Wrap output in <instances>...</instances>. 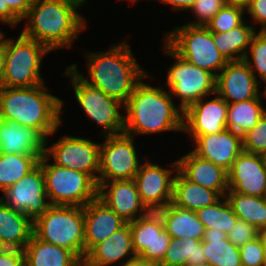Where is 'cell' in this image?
Segmentation results:
<instances>
[{
	"mask_svg": "<svg viewBox=\"0 0 266 266\" xmlns=\"http://www.w3.org/2000/svg\"><path fill=\"white\" fill-rule=\"evenodd\" d=\"M76 0H34L22 34L45 45L50 51L72 47L74 39L86 28Z\"/></svg>",
	"mask_w": 266,
	"mask_h": 266,
	"instance_id": "cell-1",
	"label": "cell"
},
{
	"mask_svg": "<svg viewBox=\"0 0 266 266\" xmlns=\"http://www.w3.org/2000/svg\"><path fill=\"white\" fill-rule=\"evenodd\" d=\"M44 84L0 88V119L37 130L47 141L62 124L63 101L48 93Z\"/></svg>",
	"mask_w": 266,
	"mask_h": 266,
	"instance_id": "cell-2",
	"label": "cell"
},
{
	"mask_svg": "<svg viewBox=\"0 0 266 266\" xmlns=\"http://www.w3.org/2000/svg\"><path fill=\"white\" fill-rule=\"evenodd\" d=\"M86 56L88 78H84L85 76L77 71V64L70 66L89 85L102 90L124 105L136 85L148 75L133 58L130 45L125 42L116 44L106 52H90Z\"/></svg>",
	"mask_w": 266,
	"mask_h": 266,
	"instance_id": "cell-3",
	"label": "cell"
},
{
	"mask_svg": "<svg viewBox=\"0 0 266 266\" xmlns=\"http://www.w3.org/2000/svg\"><path fill=\"white\" fill-rule=\"evenodd\" d=\"M173 103L168 91L141 80L124 105V133L134 137L163 131L183 132L184 111Z\"/></svg>",
	"mask_w": 266,
	"mask_h": 266,
	"instance_id": "cell-4",
	"label": "cell"
},
{
	"mask_svg": "<svg viewBox=\"0 0 266 266\" xmlns=\"http://www.w3.org/2000/svg\"><path fill=\"white\" fill-rule=\"evenodd\" d=\"M33 234L40 240L85 257L84 207L51 205L33 221Z\"/></svg>",
	"mask_w": 266,
	"mask_h": 266,
	"instance_id": "cell-5",
	"label": "cell"
},
{
	"mask_svg": "<svg viewBox=\"0 0 266 266\" xmlns=\"http://www.w3.org/2000/svg\"><path fill=\"white\" fill-rule=\"evenodd\" d=\"M51 52L45 45L20 33L17 39L4 38V75L1 87L22 88L44 84L40 66Z\"/></svg>",
	"mask_w": 266,
	"mask_h": 266,
	"instance_id": "cell-6",
	"label": "cell"
},
{
	"mask_svg": "<svg viewBox=\"0 0 266 266\" xmlns=\"http://www.w3.org/2000/svg\"><path fill=\"white\" fill-rule=\"evenodd\" d=\"M45 154L39 164L45 177L46 194L51 205L82 206L98 197L97 182L89 175L71 168L48 164Z\"/></svg>",
	"mask_w": 266,
	"mask_h": 266,
	"instance_id": "cell-7",
	"label": "cell"
},
{
	"mask_svg": "<svg viewBox=\"0 0 266 266\" xmlns=\"http://www.w3.org/2000/svg\"><path fill=\"white\" fill-rule=\"evenodd\" d=\"M164 41L179 56L215 77L228 63L214 44L212 32L206 26L184 24L166 33Z\"/></svg>",
	"mask_w": 266,
	"mask_h": 266,
	"instance_id": "cell-8",
	"label": "cell"
},
{
	"mask_svg": "<svg viewBox=\"0 0 266 266\" xmlns=\"http://www.w3.org/2000/svg\"><path fill=\"white\" fill-rule=\"evenodd\" d=\"M164 49L175 63L167 71L170 95L181 100L179 108L185 111L190 105L208 95H215L216 77L179 56L165 41Z\"/></svg>",
	"mask_w": 266,
	"mask_h": 266,
	"instance_id": "cell-9",
	"label": "cell"
},
{
	"mask_svg": "<svg viewBox=\"0 0 266 266\" xmlns=\"http://www.w3.org/2000/svg\"><path fill=\"white\" fill-rule=\"evenodd\" d=\"M64 74L72 78L75 97L86 115L103 127V136L124 133V117L119 110L123 103L89 85L70 65Z\"/></svg>",
	"mask_w": 266,
	"mask_h": 266,
	"instance_id": "cell-10",
	"label": "cell"
},
{
	"mask_svg": "<svg viewBox=\"0 0 266 266\" xmlns=\"http://www.w3.org/2000/svg\"><path fill=\"white\" fill-rule=\"evenodd\" d=\"M100 146L98 182L133 180L140 163L134 146V137L125 133L104 136Z\"/></svg>",
	"mask_w": 266,
	"mask_h": 266,
	"instance_id": "cell-11",
	"label": "cell"
},
{
	"mask_svg": "<svg viewBox=\"0 0 266 266\" xmlns=\"http://www.w3.org/2000/svg\"><path fill=\"white\" fill-rule=\"evenodd\" d=\"M46 141L45 154L54 158L56 165L89 174L98 182L100 170V146L85 138L65 135L50 147Z\"/></svg>",
	"mask_w": 266,
	"mask_h": 266,
	"instance_id": "cell-12",
	"label": "cell"
},
{
	"mask_svg": "<svg viewBox=\"0 0 266 266\" xmlns=\"http://www.w3.org/2000/svg\"><path fill=\"white\" fill-rule=\"evenodd\" d=\"M3 193L0 200L6 206L25 214L33 221L51 206L50 201L45 200L48 196L40 164Z\"/></svg>",
	"mask_w": 266,
	"mask_h": 266,
	"instance_id": "cell-13",
	"label": "cell"
},
{
	"mask_svg": "<svg viewBox=\"0 0 266 266\" xmlns=\"http://www.w3.org/2000/svg\"><path fill=\"white\" fill-rule=\"evenodd\" d=\"M132 233V247L136 257L159 264L172 240L164 229L163 220L157 211L129 223Z\"/></svg>",
	"mask_w": 266,
	"mask_h": 266,
	"instance_id": "cell-14",
	"label": "cell"
},
{
	"mask_svg": "<svg viewBox=\"0 0 266 266\" xmlns=\"http://www.w3.org/2000/svg\"><path fill=\"white\" fill-rule=\"evenodd\" d=\"M170 165L175 169L162 168L147 160L133 179L141 201L149 211H157L172 202L175 175H171L178 171V160Z\"/></svg>",
	"mask_w": 266,
	"mask_h": 266,
	"instance_id": "cell-15",
	"label": "cell"
},
{
	"mask_svg": "<svg viewBox=\"0 0 266 266\" xmlns=\"http://www.w3.org/2000/svg\"><path fill=\"white\" fill-rule=\"evenodd\" d=\"M215 95L209 101L205 97L200 99L184 111L183 132L189 133L193 141L198 136L217 134L227 128L228 103Z\"/></svg>",
	"mask_w": 266,
	"mask_h": 266,
	"instance_id": "cell-16",
	"label": "cell"
},
{
	"mask_svg": "<svg viewBox=\"0 0 266 266\" xmlns=\"http://www.w3.org/2000/svg\"><path fill=\"white\" fill-rule=\"evenodd\" d=\"M259 80L245 60L228 62L216 76L215 93L228 104L257 98Z\"/></svg>",
	"mask_w": 266,
	"mask_h": 266,
	"instance_id": "cell-17",
	"label": "cell"
},
{
	"mask_svg": "<svg viewBox=\"0 0 266 266\" xmlns=\"http://www.w3.org/2000/svg\"><path fill=\"white\" fill-rule=\"evenodd\" d=\"M228 174V191L266 197V166L262 155L242 151Z\"/></svg>",
	"mask_w": 266,
	"mask_h": 266,
	"instance_id": "cell-18",
	"label": "cell"
},
{
	"mask_svg": "<svg viewBox=\"0 0 266 266\" xmlns=\"http://www.w3.org/2000/svg\"><path fill=\"white\" fill-rule=\"evenodd\" d=\"M97 185L98 198L125 222L130 223L149 212L141 201L134 180L97 182Z\"/></svg>",
	"mask_w": 266,
	"mask_h": 266,
	"instance_id": "cell-19",
	"label": "cell"
},
{
	"mask_svg": "<svg viewBox=\"0 0 266 266\" xmlns=\"http://www.w3.org/2000/svg\"><path fill=\"white\" fill-rule=\"evenodd\" d=\"M192 151L199 157L213 162L225 171H229L233 162L243 151L242 135L229 129L217 134L198 136Z\"/></svg>",
	"mask_w": 266,
	"mask_h": 266,
	"instance_id": "cell-20",
	"label": "cell"
},
{
	"mask_svg": "<svg viewBox=\"0 0 266 266\" xmlns=\"http://www.w3.org/2000/svg\"><path fill=\"white\" fill-rule=\"evenodd\" d=\"M84 221L85 255L127 223L98 197L84 207Z\"/></svg>",
	"mask_w": 266,
	"mask_h": 266,
	"instance_id": "cell-21",
	"label": "cell"
},
{
	"mask_svg": "<svg viewBox=\"0 0 266 266\" xmlns=\"http://www.w3.org/2000/svg\"><path fill=\"white\" fill-rule=\"evenodd\" d=\"M178 170L191 182L216 191L225 197L228 191L227 171L190 151L178 159Z\"/></svg>",
	"mask_w": 266,
	"mask_h": 266,
	"instance_id": "cell-22",
	"label": "cell"
},
{
	"mask_svg": "<svg viewBox=\"0 0 266 266\" xmlns=\"http://www.w3.org/2000/svg\"><path fill=\"white\" fill-rule=\"evenodd\" d=\"M46 139L35 129L0 119V153L45 155Z\"/></svg>",
	"mask_w": 266,
	"mask_h": 266,
	"instance_id": "cell-23",
	"label": "cell"
},
{
	"mask_svg": "<svg viewBox=\"0 0 266 266\" xmlns=\"http://www.w3.org/2000/svg\"><path fill=\"white\" fill-rule=\"evenodd\" d=\"M136 258L132 247L130 224L126 223L105 241L94 245L85 255L82 266H108L123 258Z\"/></svg>",
	"mask_w": 266,
	"mask_h": 266,
	"instance_id": "cell-24",
	"label": "cell"
},
{
	"mask_svg": "<svg viewBox=\"0 0 266 266\" xmlns=\"http://www.w3.org/2000/svg\"><path fill=\"white\" fill-rule=\"evenodd\" d=\"M33 220L0 200V240L8 249L24 250L33 236Z\"/></svg>",
	"mask_w": 266,
	"mask_h": 266,
	"instance_id": "cell-25",
	"label": "cell"
},
{
	"mask_svg": "<svg viewBox=\"0 0 266 266\" xmlns=\"http://www.w3.org/2000/svg\"><path fill=\"white\" fill-rule=\"evenodd\" d=\"M157 212L163 220L164 229L172 240L185 237L203 240L206 228L198 219L195 211L185 210L170 203Z\"/></svg>",
	"mask_w": 266,
	"mask_h": 266,
	"instance_id": "cell-26",
	"label": "cell"
},
{
	"mask_svg": "<svg viewBox=\"0 0 266 266\" xmlns=\"http://www.w3.org/2000/svg\"><path fill=\"white\" fill-rule=\"evenodd\" d=\"M25 266H82L69 249L46 243L34 234L24 249Z\"/></svg>",
	"mask_w": 266,
	"mask_h": 266,
	"instance_id": "cell-27",
	"label": "cell"
},
{
	"mask_svg": "<svg viewBox=\"0 0 266 266\" xmlns=\"http://www.w3.org/2000/svg\"><path fill=\"white\" fill-rule=\"evenodd\" d=\"M222 198L216 191L207 189L188 180L179 170L173 183L172 204L191 211L213 205Z\"/></svg>",
	"mask_w": 266,
	"mask_h": 266,
	"instance_id": "cell-28",
	"label": "cell"
},
{
	"mask_svg": "<svg viewBox=\"0 0 266 266\" xmlns=\"http://www.w3.org/2000/svg\"><path fill=\"white\" fill-rule=\"evenodd\" d=\"M218 229H206L202 247L209 266H242L240 250Z\"/></svg>",
	"mask_w": 266,
	"mask_h": 266,
	"instance_id": "cell-29",
	"label": "cell"
},
{
	"mask_svg": "<svg viewBox=\"0 0 266 266\" xmlns=\"http://www.w3.org/2000/svg\"><path fill=\"white\" fill-rule=\"evenodd\" d=\"M255 33L256 29L253 25L243 22L227 32H212V37L219 52L228 62H231L244 60Z\"/></svg>",
	"mask_w": 266,
	"mask_h": 266,
	"instance_id": "cell-30",
	"label": "cell"
},
{
	"mask_svg": "<svg viewBox=\"0 0 266 266\" xmlns=\"http://www.w3.org/2000/svg\"><path fill=\"white\" fill-rule=\"evenodd\" d=\"M265 112L261 94L254 99L228 104L227 129L243 135L258 123Z\"/></svg>",
	"mask_w": 266,
	"mask_h": 266,
	"instance_id": "cell-31",
	"label": "cell"
},
{
	"mask_svg": "<svg viewBox=\"0 0 266 266\" xmlns=\"http://www.w3.org/2000/svg\"><path fill=\"white\" fill-rule=\"evenodd\" d=\"M227 192L226 197L239 220L253 225L258 230L266 229V197Z\"/></svg>",
	"mask_w": 266,
	"mask_h": 266,
	"instance_id": "cell-32",
	"label": "cell"
},
{
	"mask_svg": "<svg viewBox=\"0 0 266 266\" xmlns=\"http://www.w3.org/2000/svg\"><path fill=\"white\" fill-rule=\"evenodd\" d=\"M43 156L0 153V190L4 192L28 174Z\"/></svg>",
	"mask_w": 266,
	"mask_h": 266,
	"instance_id": "cell-33",
	"label": "cell"
},
{
	"mask_svg": "<svg viewBox=\"0 0 266 266\" xmlns=\"http://www.w3.org/2000/svg\"><path fill=\"white\" fill-rule=\"evenodd\" d=\"M222 198L213 205L197 210L196 214L206 229H218L228 234L238 218L227 197Z\"/></svg>",
	"mask_w": 266,
	"mask_h": 266,
	"instance_id": "cell-34",
	"label": "cell"
},
{
	"mask_svg": "<svg viewBox=\"0 0 266 266\" xmlns=\"http://www.w3.org/2000/svg\"><path fill=\"white\" fill-rule=\"evenodd\" d=\"M246 9L238 5L226 4L206 24L211 32L223 33L232 30L244 22Z\"/></svg>",
	"mask_w": 266,
	"mask_h": 266,
	"instance_id": "cell-35",
	"label": "cell"
},
{
	"mask_svg": "<svg viewBox=\"0 0 266 266\" xmlns=\"http://www.w3.org/2000/svg\"><path fill=\"white\" fill-rule=\"evenodd\" d=\"M244 60L254 76L258 75L262 81L266 79V31H259L253 35Z\"/></svg>",
	"mask_w": 266,
	"mask_h": 266,
	"instance_id": "cell-36",
	"label": "cell"
},
{
	"mask_svg": "<svg viewBox=\"0 0 266 266\" xmlns=\"http://www.w3.org/2000/svg\"><path fill=\"white\" fill-rule=\"evenodd\" d=\"M243 151L264 155L266 153V112L258 123L242 135Z\"/></svg>",
	"mask_w": 266,
	"mask_h": 266,
	"instance_id": "cell-37",
	"label": "cell"
},
{
	"mask_svg": "<svg viewBox=\"0 0 266 266\" xmlns=\"http://www.w3.org/2000/svg\"><path fill=\"white\" fill-rule=\"evenodd\" d=\"M176 242L180 246L181 266L206 264L202 241L185 237L176 239Z\"/></svg>",
	"mask_w": 266,
	"mask_h": 266,
	"instance_id": "cell-38",
	"label": "cell"
},
{
	"mask_svg": "<svg viewBox=\"0 0 266 266\" xmlns=\"http://www.w3.org/2000/svg\"><path fill=\"white\" fill-rule=\"evenodd\" d=\"M226 4V0H196L190 10L197 17V20L188 24L206 26Z\"/></svg>",
	"mask_w": 266,
	"mask_h": 266,
	"instance_id": "cell-39",
	"label": "cell"
},
{
	"mask_svg": "<svg viewBox=\"0 0 266 266\" xmlns=\"http://www.w3.org/2000/svg\"><path fill=\"white\" fill-rule=\"evenodd\" d=\"M239 250L242 266H266L265 251L259 236L242 245Z\"/></svg>",
	"mask_w": 266,
	"mask_h": 266,
	"instance_id": "cell-40",
	"label": "cell"
},
{
	"mask_svg": "<svg viewBox=\"0 0 266 266\" xmlns=\"http://www.w3.org/2000/svg\"><path fill=\"white\" fill-rule=\"evenodd\" d=\"M228 240L236 247L240 248L248 241L259 236V230L243 220H237L232 230L227 234Z\"/></svg>",
	"mask_w": 266,
	"mask_h": 266,
	"instance_id": "cell-41",
	"label": "cell"
},
{
	"mask_svg": "<svg viewBox=\"0 0 266 266\" xmlns=\"http://www.w3.org/2000/svg\"><path fill=\"white\" fill-rule=\"evenodd\" d=\"M245 9L252 17V21L262 24L260 31H266V0H251Z\"/></svg>",
	"mask_w": 266,
	"mask_h": 266,
	"instance_id": "cell-42",
	"label": "cell"
},
{
	"mask_svg": "<svg viewBox=\"0 0 266 266\" xmlns=\"http://www.w3.org/2000/svg\"><path fill=\"white\" fill-rule=\"evenodd\" d=\"M0 266H25L24 250H5L0 254Z\"/></svg>",
	"mask_w": 266,
	"mask_h": 266,
	"instance_id": "cell-43",
	"label": "cell"
},
{
	"mask_svg": "<svg viewBox=\"0 0 266 266\" xmlns=\"http://www.w3.org/2000/svg\"><path fill=\"white\" fill-rule=\"evenodd\" d=\"M158 266H181L180 246L176 240H171L162 261Z\"/></svg>",
	"mask_w": 266,
	"mask_h": 266,
	"instance_id": "cell-44",
	"label": "cell"
},
{
	"mask_svg": "<svg viewBox=\"0 0 266 266\" xmlns=\"http://www.w3.org/2000/svg\"><path fill=\"white\" fill-rule=\"evenodd\" d=\"M32 0H4V7L10 10L22 21L31 7Z\"/></svg>",
	"mask_w": 266,
	"mask_h": 266,
	"instance_id": "cell-45",
	"label": "cell"
},
{
	"mask_svg": "<svg viewBox=\"0 0 266 266\" xmlns=\"http://www.w3.org/2000/svg\"><path fill=\"white\" fill-rule=\"evenodd\" d=\"M0 21L12 27H15L21 22L9 7H4V0H0Z\"/></svg>",
	"mask_w": 266,
	"mask_h": 266,
	"instance_id": "cell-46",
	"label": "cell"
},
{
	"mask_svg": "<svg viewBox=\"0 0 266 266\" xmlns=\"http://www.w3.org/2000/svg\"><path fill=\"white\" fill-rule=\"evenodd\" d=\"M162 3L168 4L175 10H190L196 0H159Z\"/></svg>",
	"mask_w": 266,
	"mask_h": 266,
	"instance_id": "cell-47",
	"label": "cell"
},
{
	"mask_svg": "<svg viewBox=\"0 0 266 266\" xmlns=\"http://www.w3.org/2000/svg\"><path fill=\"white\" fill-rule=\"evenodd\" d=\"M4 62H5L4 33L0 31V88L2 86V79L4 75Z\"/></svg>",
	"mask_w": 266,
	"mask_h": 266,
	"instance_id": "cell-48",
	"label": "cell"
},
{
	"mask_svg": "<svg viewBox=\"0 0 266 266\" xmlns=\"http://www.w3.org/2000/svg\"><path fill=\"white\" fill-rule=\"evenodd\" d=\"M123 264H121V266H158L157 264L148 262L146 260H143L141 258H134L132 260H130V258L126 259V261L122 262Z\"/></svg>",
	"mask_w": 266,
	"mask_h": 266,
	"instance_id": "cell-49",
	"label": "cell"
},
{
	"mask_svg": "<svg viewBox=\"0 0 266 266\" xmlns=\"http://www.w3.org/2000/svg\"><path fill=\"white\" fill-rule=\"evenodd\" d=\"M250 1L251 0H226V3L246 8L249 5Z\"/></svg>",
	"mask_w": 266,
	"mask_h": 266,
	"instance_id": "cell-50",
	"label": "cell"
},
{
	"mask_svg": "<svg viewBox=\"0 0 266 266\" xmlns=\"http://www.w3.org/2000/svg\"><path fill=\"white\" fill-rule=\"evenodd\" d=\"M259 237L262 241L264 251H265V257H266V229L259 230Z\"/></svg>",
	"mask_w": 266,
	"mask_h": 266,
	"instance_id": "cell-51",
	"label": "cell"
},
{
	"mask_svg": "<svg viewBox=\"0 0 266 266\" xmlns=\"http://www.w3.org/2000/svg\"><path fill=\"white\" fill-rule=\"evenodd\" d=\"M8 248L4 245V243L0 240V254L3 253Z\"/></svg>",
	"mask_w": 266,
	"mask_h": 266,
	"instance_id": "cell-52",
	"label": "cell"
},
{
	"mask_svg": "<svg viewBox=\"0 0 266 266\" xmlns=\"http://www.w3.org/2000/svg\"><path fill=\"white\" fill-rule=\"evenodd\" d=\"M265 81V86H264V93H261L262 96L266 97V79L264 80Z\"/></svg>",
	"mask_w": 266,
	"mask_h": 266,
	"instance_id": "cell-53",
	"label": "cell"
},
{
	"mask_svg": "<svg viewBox=\"0 0 266 266\" xmlns=\"http://www.w3.org/2000/svg\"><path fill=\"white\" fill-rule=\"evenodd\" d=\"M184 266H209V265L208 264H201V265L186 264Z\"/></svg>",
	"mask_w": 266,
	"mask_h": 266,
	"instance_id": "cell-54",
	"label": "cell"
},
{
	"mask_svg": "<svg viewBox=\"0 0 266 266\" xmlns=\"http://www.w3.org/2000/svg\"><path fill=\"white\" fill-rule=\"evenodd\" d=\"M78 1L79 3H81L82 5H85L84 3L86 2V0H76Z\"/></svg>",
	"mask_w": 266,
	"mask_h": 266,
	"instance_id": "cell-55",
	"label": "cell"
},
{
	"mask_svg": "<svg viewBox=\"0 0 266 266\" xmlns=\"http://www.w3.org/2000/svg\"><path fill=\"white\" fill-rule=\"evenodd\" d=\"M265 166H266V153L263 155Z\"/></svg>",
	"mask_w": 266,
	"mask_h": 266,
	"instance_id": "cell-56",
	"label": "cell"
}]
</instances>
